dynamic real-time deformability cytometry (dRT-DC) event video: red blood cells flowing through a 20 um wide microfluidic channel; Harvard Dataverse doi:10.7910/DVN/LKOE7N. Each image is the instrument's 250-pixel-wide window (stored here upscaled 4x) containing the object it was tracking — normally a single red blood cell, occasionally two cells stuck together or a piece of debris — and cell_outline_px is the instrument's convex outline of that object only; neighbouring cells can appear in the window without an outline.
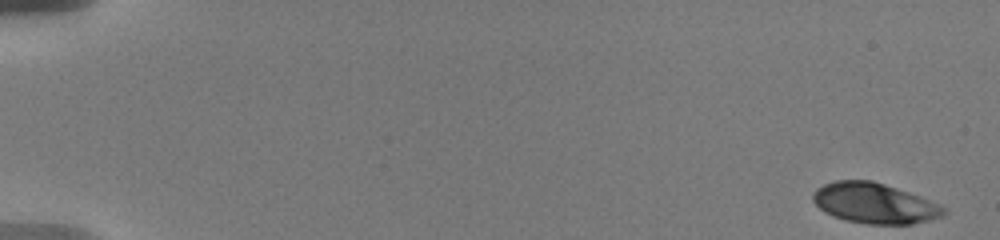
{"species": "human", "species_latin": "Homo sapiens", "temperature_condition": "warm", "stored_images_in_passage": 37, "camera_frame_rate_fps": 3000, "um_per_image_px": 0.085, "donor": {"sex": "male"}, "frame": {"image": 1, "passage_image": 1, "time_ms": 0.0, "image_size_px": [1000, 240], "cell_outline_px": [[948, 212], [944, 216], [912, 224], [868, 224], [844, 220], [832, 216], [824, 212], [812, 200], [812, 192], [816, 188], [824, 184], [836, 180], [872, 180], [920, 196], [940, 204]], "centroid_in_image_um": [74.32, 17.28], "position_along_channel_um": 10.7, "area_um2": 30.92}}
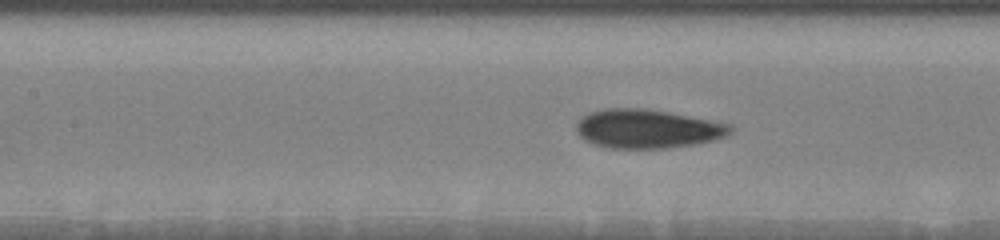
{"frame": {"image": 2, "passage_image": 16, "time_ms": 8.667, "image_size_px": [1000, 240], "cell_outline_px": [[736, 128], [732, 132], [724, 136], [712, 140], [692, 144], [664, 148], [608, 148], [592, 144], [584, 140], [576, 132], [576, 124], [588, 112], [604, 108], [644, 108], [668, 112], [732, 124]], "centroid_in_image_um": [55.01, 10.94], "position_along_channel_um": 152.4, "area_um2": 34.91}}
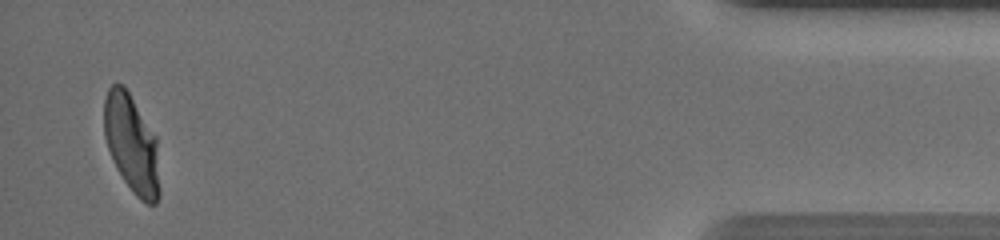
{"frame": {"image": 3, "passage_image": 37, "time_ms": 18.0, "image_size_px": [1000, 240], "cell_outline_px": [[160, 196], [156, 204], [148, 204], [140, 200], [132, 192], [124, 180], [108, 148], [104, 136], [104, 100], [108, 88], [112, 84], [124, 84], [156, 136], [160, 188]], "centroid_in_image_um": [11.2, 12.23], "position_along_channel_um": 424.0, "area_um2": 31.79}, "authors_computed_cell_mechanics": {"area_um2": 33.3506, "velocity_mm_per_s": 3.6108, "shape_relaxation_time_tau1_ms": 5.5849, "shape_relaxation_time_tau2_ms": null, "deformation_change_tau1": 0.2166, "deformation_change_tau2": null}}